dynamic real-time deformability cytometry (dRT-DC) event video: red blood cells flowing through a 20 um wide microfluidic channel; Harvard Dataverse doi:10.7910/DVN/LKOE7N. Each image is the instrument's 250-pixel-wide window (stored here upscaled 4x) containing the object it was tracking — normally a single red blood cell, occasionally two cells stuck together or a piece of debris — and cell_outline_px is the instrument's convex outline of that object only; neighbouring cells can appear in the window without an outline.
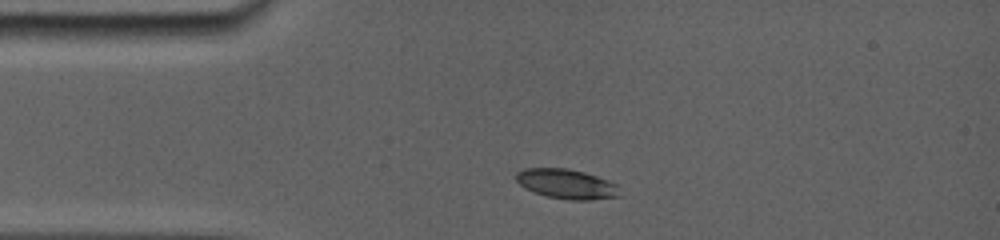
{"species": "common noctule bat (a hibernating species)", "species_latin": "Nyctalus noctula", "temperature_condition": "room temperature", "stored_images_in_passage": 33, "camera_frame_rate_fps": 5000, "um_per_image_px": 0.085, "animal": {"sex": "female", "body_mass_g": 19.0, "forearm_length_mm": 56.7}, "frame": {"image": 1, "passage_image": 1, "time_ms": 0.0, "image_size_px": [1000, 240], "cell_outline_px": [[624, 196], [592, 200], [568, 200], [544, 196], [532, 192], [524, 188], [516, 180], [516, 172], [524, 168], [564, 168], [584, 172], [608, 180], [616, 184]], "centroid_in_image_um": [48.18, 15.66], "position_along_channel_um": 36.8, "area_um2": 18.26}}
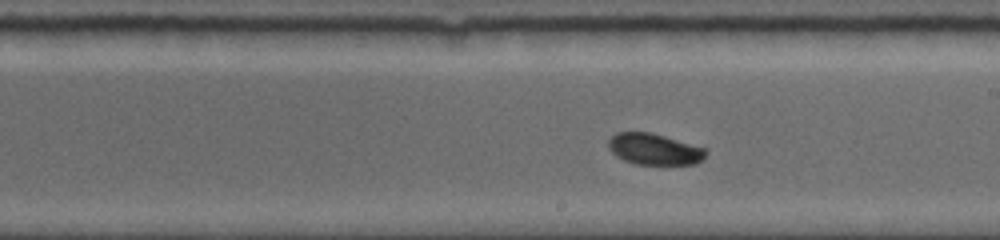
{"frame": {"image": 2, "passage_image": 18, "time_ms": 5.8, "image_size_px": [1000, 240], "cell_outline_px": [[708, 152], [696, 164], [636, 164], [624, 160], [616, 156], [608, 148], [608, 140], [616, 132], [648, 132], [664, 136], [708, 148]], "centroid_in_image_um": [55.62, 12.67], "position_along_channel_um": 233.4, "area_um2": 17.74}}
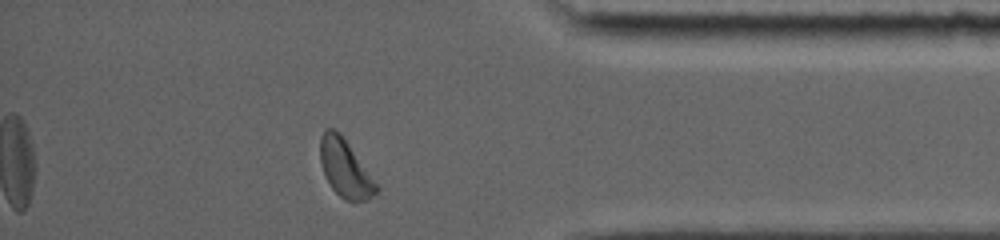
{"frame": {"image": 3, "passage_image": 32, "time_ms": 10.6, "image_size_px": [1000, 240], "cell_outline_px": [[380, 188], [368, 200], [356, 204], [344, 200], [332, 188], [324, 172], [320, 160], [320, 136], [324, 128], [332, 128], [340, 132]], "centroid_in_image_um": [29.34, 14.33], "position_along_channel_um": 405.9, "area_um2": 18.9}, "authors_computed_cell_mechanics": {"area_um2": 17.7446, "velocity_mm_per_s": 3.8235, "shape_relaxation_time_tau1_ms": 3.6232, "shape_relaxation_time_tau2_ms": null, "deformation_change_tau1": 0.0847, "deformation_change_tau2": null}}